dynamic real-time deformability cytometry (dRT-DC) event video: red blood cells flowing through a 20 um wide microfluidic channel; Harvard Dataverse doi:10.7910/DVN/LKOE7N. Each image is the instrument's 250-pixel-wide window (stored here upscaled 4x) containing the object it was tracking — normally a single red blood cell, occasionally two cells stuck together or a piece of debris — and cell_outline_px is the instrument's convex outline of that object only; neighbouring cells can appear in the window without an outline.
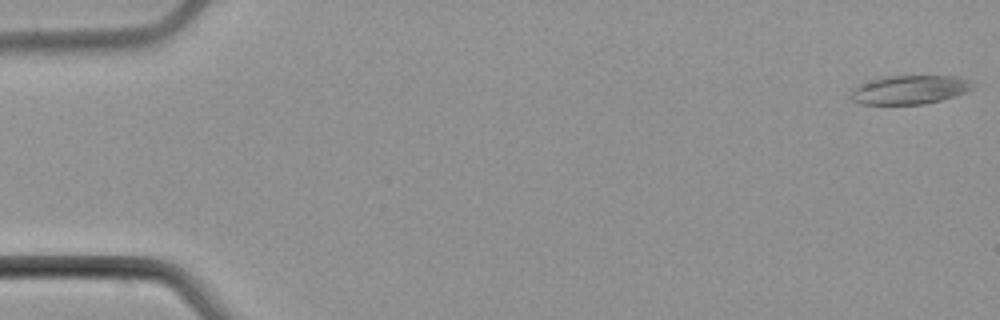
{"species": "common noctule bat (a hibernating species)", "species_latin": "Nyctalus noctula", "temperature_condition": "cold", "stored_images_in_passage": 54, "camera_frame_rate_fps": 3000, "um_per_image_px": 0.085, "animal": {"sex": "male", "body_mass_g": 21.5, "forearm_length_mm": 52.0}, "frame": {"image": 1, "passage_image": 1, "time_ms": 0.0, "image_size_px": [1000, 320], "cell_outline_px": [[976, 88], [940, 100], [924, 104], [860, 104], [852, 100], [848, 96], [852, 88], [860, 84], [872, 80], [888, 76], [960, 76], [972, 80]], "centroid_in_image_um": [77.32, 7.62], "position_along_channel_um": 7.7, "area_um2": 20.58}}
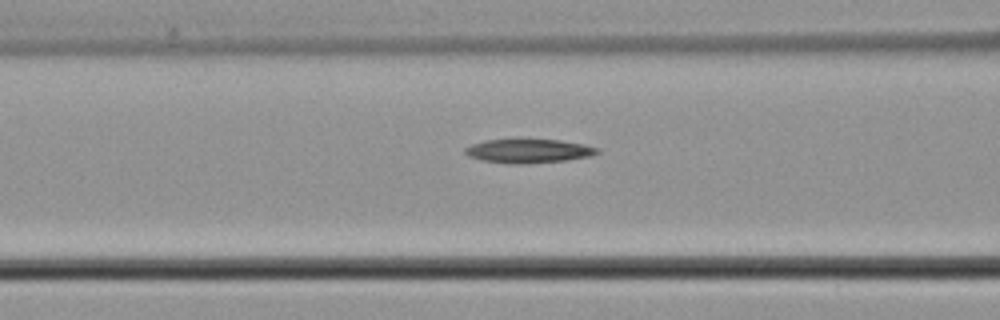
{"frame": {"image": 2, "passage_image": 22, "time_ms": 7.0, "image_size_px": [1000, 320], "cell_outline_px": [[600, 152], [592, 156], [564, 160], [528, 164], [508, 164], [480, 160], [468, 156], [464, 152], [464, 148], [472, 144], [484, 140], [560, 140], [584, 144], [600, 148]], "centroid_in_image_um": [44.93, 12.84], "position_along_channel_um": 121.7, "area_um2": 18.5}}
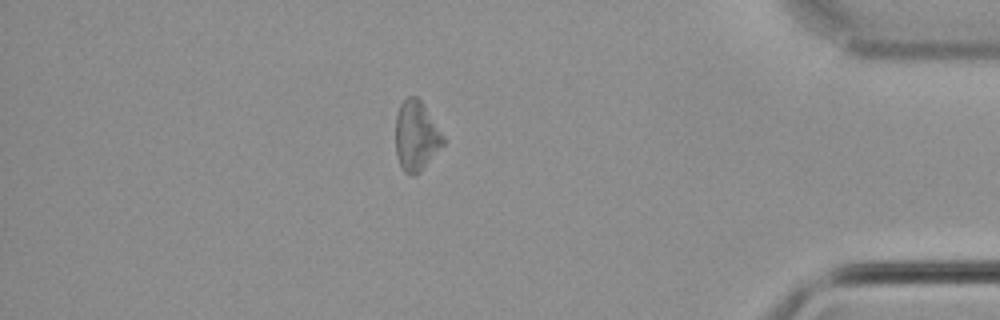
{"frame": {"image": 3, "passage_image": 47, "time_ms": 15.333, "image_size_px": [1000, 320], "cell_outline_px": [[444, 144], [420, 172], [412, 176], [404, 172], [396, 156], [396, 112], [400, 104], [408, 96], [416, 96], [420, 100], [444, 136]], "centroid_in_image_um": [35.36, 11.56], "position_along_channel_um": 399.8, "area_um2": 19.25}}